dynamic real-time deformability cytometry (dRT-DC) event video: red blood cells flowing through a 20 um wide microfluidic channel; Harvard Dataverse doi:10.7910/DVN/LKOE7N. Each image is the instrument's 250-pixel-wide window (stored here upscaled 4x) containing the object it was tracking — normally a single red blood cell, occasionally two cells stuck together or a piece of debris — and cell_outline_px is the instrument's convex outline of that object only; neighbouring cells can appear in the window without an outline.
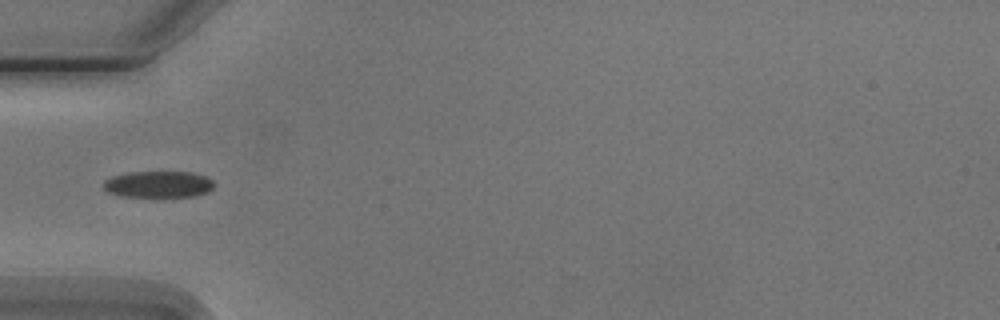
{"species": "Egyptian fruit bat (a non-hibernating species)", "species_latin": "Rousettus aegyptiacus", "temperature_condition": "cold", "stored_images_in_passage": 9, "camera_frame_rate_fps": 3000, "um_per_image_px": 0.085, "animal": {"sex": "male"}, "frame": {"image": 1, "passage_image": 6, "time_ms": 6.0, "image_size_px": [1000, 320], "cell_outline_px": [[212, 188], [208, 192], [196, 196], [164, 200], [120, 196], [108, 192], [104, 188], [104, 180], [112, 176], [128, 172], [192, 172], [204, 176], [212, 180]], "centroid_in_image_um": [13.45, 15.73], "position_along_channel_um": 71.5, "area_um2": 18.03}}
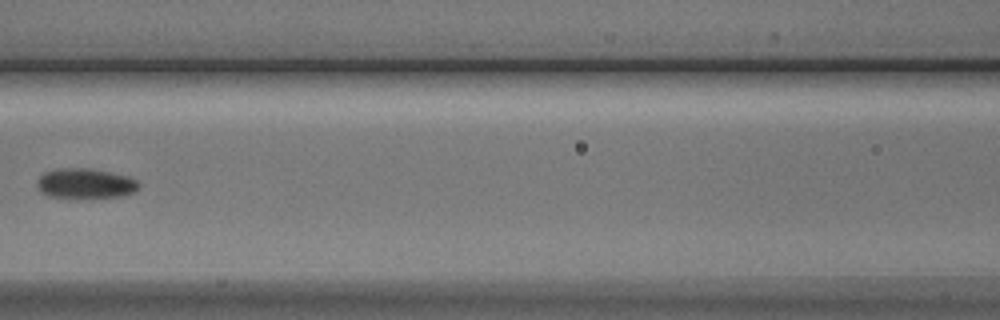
{"frame": {"image": 2, "passage_image": 8, "time_ms": 8.333, "image_size_px": [1000, 320], "cell_outline_px": [[140, 188], [136, 192], [120, 196], [76, 200], [68, 200], [48, 196], [40, 192], [36, 184], [36, 180], [44, 172], [56, 168], [88, 168], [128, 176], [136, 180], [140, 184]], "centroid_in_image_um": [7.21, 15.64], "position_along_channel_um": 159.4, "area_um2": 18.67}}
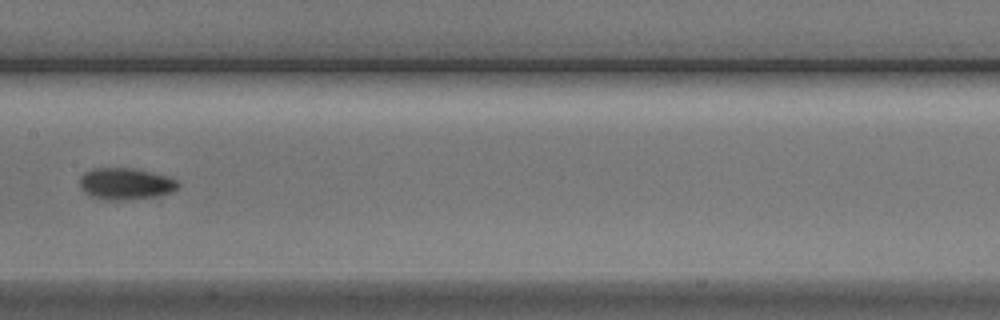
{"frame": {"image": 3, "passage_image": 9, "time_ms": 9.333, "image_size_px": [1000, 320], "cell_outline_px": [[180, 184], [172, 192], [132, 200], [100, 200], [84, 192], [80, 188], [80, 176], [84, 172], [92, 168], [132, 168], [164, 176], [176, 180]], "centroid_in_image_um": [10.6, 15.63], "position_along_channel_um": 196.8, "area_um2": 18.03}}